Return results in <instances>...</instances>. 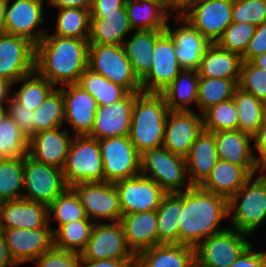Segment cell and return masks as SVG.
<instances>
[{
  "mask_svg": "<svg viewBox=\"0 0 266 267\" xmlns=\"http://www.w3.org/2000/svg\"><path fill=\"white\" fill-rule=\"evenodd\" d=\"M88 40L46 33L35 46V71L55 87L76 84L87 69Z\"/></svg>",
  "mask_w": 266,
  "mask_h": 267,
  "instance_id": "1",
  "label": "cell"
},
{
  "mask_svg": "<svg viewBox=\"0 0 266 267\" xmlns=\"http://www.w3.org/2000/svg\"><path fill=\"white\" fill-rule=\"evenodd\" d=\"M227 216L228 199L191 186L182 192L179 244L196 248L205 238L226 229L219 227Z\"/></svg>",
  "mask_w": 266,
  "mask_h": 267,
  "instance_id": "2",
  "label": "cell"
},
{
  "mask_svg": "<svg viewBox=\"0 0 266 267\" xmlns=\"http://www.w3.org/2000/svg\"><path fill=\"white\" fill-rule=\"evenodd\" d=\"M160 93H139L133 103L129 139L142 154L163 146L169 112Z\"/></svg>",
  "mask_w": 266,
  "mask_h": 267,
  "instance_id": "3",
  "label": "cell"
},
{
  "mask_svg": "<svg viewBox=\"0 0 266 267\" xmlns=\"http://www.w3.org/2000/svg\"><path fill=\"white\" fill-rule=\"evenodd\" d=\"M252 178L228 200L229 216L233 211L232 228L250 235L266 219V176Z\"/></svg>",
  "mask_w": 266,
  "mask_h": 267,
  "instance_id": "4",
  "label": "cell"
},
{
  "mask_svg": "<svg viewBox=\"0 0 266 267\" xmlns=\"http://www.w3.org/2000/svg\"><path fill=\"white\" fill-rule=\"evenodd\" d=\"M87 68L101 74L129 93L142 92L123 45H89Z\"/></svg>",
  "mask_w": 266,
  "mask_h": 267,
  "instance_id": "5",
  "label": "cell"
},
{
  "mask_svg": "<svg viewBox=\"0 0 266 267\" xmlns=\"http://www.w3.org/2000/svg\"><path fill=\"white\" fill-rule=\"evenodd\" d=\"M66 184L104 182L103 161L99 140L88 135H76L62 168Z\"/></svg>",
  "mask_w": 266,
  "mask_h": 267,
  "instance_id": "6",
  "label": "cell"
},
{
  "mask_svg": "<svg viewBox=\"0 0 266 267\" xmlns=\"http://www.w3.org/2000/svg\"><path fill=\"white\" fill-rule=\"evenodd\" d=\"M140 174L153 179L166 193L183 192L192 186L185 181L186 159L163 146L141 154Z\"/></svg>",
  "mask_w": 266,
  "mask_h": 267,
  "instance_id": "7",
  "label": "cell"
},
{
  "mask_svg": "<svg viewBox=\"0 0 266 267\" xmlns=\"http://www.w3.org/2000/svg\"><path fill=\"white\" fill-rule=\"evenodd\" d=\"M230 0H194L180 16L210 43H217L232 23Z\"/></svg>",
  "mask_w": 266,
  "mask_h": 267,
  "instance_id": "8",
  "label": "cell"
},
{
  "mask_svg": "<svg viewBox=\"0 0 266 267\" xmlns=\"http://www.w3.org/2000/svg\"><path fill=\"white\" fill-rule=\"evenodd\" d=\"M235 228L205 238L195 248L196 267H229L251 245Z\"/></svg>",
  "mask_w": 266,
  "mask_h": 267,
  "instance_id": "9",
  "label": "cell"
},
{
  "mask_svg": "<svg viewBox=\"0 0 266 267\" xmlns=\"http://www.w3.org/2000/svg\"><path fill=\"white\" fill-rule=\"evenodd\" d=\"M104 182L115 183L140 174L141 154L129 136L99 139Z\"/></svg>",
  "mask_w": 266,
  "mask_h": 267,
  "instance_id": "10",
  "label": "cell"
},
{
  "mask_svg": "<svg viewBox=\"0 0 266 267\" xmlns=\"http://www.w3.org/2000/svg\"><path fill=\"white\" fill-rule=\"evenodd\" d=\"M23 199L41 202L49 206L69 186L62 169L39 163L28 155L24 157Z\"/></svg>",
  "mask_w": 266,
  "mask_h": 267,
  "instance_id": "11",
  "label": "cell"
},
{
  "mask_svg": "<svg viewBox=\"0 0 266 267\" xmlns=\"http://www.w3.org/2000/svg\"><path fill=\"white\" fill-rule=\"evenodd\" d=\"M80 256L82 260H136V255L127 245L120 222L107 224L97 221Z\"/></svg>",
  "mask_w": 266,
  "mask_h": 267,
  "instance_id": "12",
  "label": "cell"
},
{
  "mask_svg": "<svg viewBox=\"0 0 266 267\" xmlns=\"http://www.w3.org/2000/svg\"><path fill=\"white\" fill-rule=\"evenodd\" d=\"M71 188L77 194L90 220L95 222L106 218L112 222H120L122 211L114 183L83 182L75 183Z\"/></svg>",
  "mask_w": 266,
  "mask_h": 267,
  "instance_id": "13",
  "label": "cell"
},
{
  "mask_svg": "<svg viewBox=\"0 0 266 267\" xmlns=\"http://www.w3.org/2000/svg\"><path fill=\"white\" fill-rule=\"evenodd\" d=\"M122 215L156 210L167 194L153 179L141 174L114 183Z\"/></svg>",
  "mask_w": 266,
  "mask_h": 267,
  "instance_id": "14",
  "label": "cell"
},
{
  "mask_svg": "<svg viewBox=\"0 0 266 267\" xmlns=\"http://www.w3.org/2000/svg\"><path fill=\"white\" fill-rule=\"evenodd\" d=\"M151 67L141 80L142 92L161 93L182 70L176 55L175 42L165 30L156 40Z\"/></svg>",
  "mask_w": 266,
  "mask_h": 267,
  "instance_id": "15",
  "label": "cell"
},
{
  "mask_svg": "<svg viewBox=\"0 0 266 267\" xmlns=\"http://www.w3.org/2000/svg\"><path fill=\"white\" fill-rule=\"evenodd\" d=\"M10 1L5 9V33L23 37L36 46L46 35V28H39L44 22V0Z\"/></svg>",
  "mask_w": 266,
  "mask_h": 267,
  "instance_id": "16",
  "label": "cell"
},
{
  "mask_svg": "<svg viewBox=\"0 0 266 267\" xmlns=\"http://www.w3.org/2000/svg\"><path fill=\"white\" fill-rule=\"evenodd\" d=\"M35 71V45L27 39L0 34V78L12 84Z\"/></svg>",
  "mask_w": 266,
  "mask_h": 267,
  "instance_id": "17",
  "label": "cell"
},
{
  "mask_svg": "<svg viewBox=\"0 0 266 267\" xmlns=\"http://www.w3.org/2000/svg\"><path fill=\"white\" fill-rule=\"evenodd\" d=\"M53 228L34 230L9 228L0 230L13 261L17 264L33 262L54 246Z\"/></svg>",
  "mask_w": 266,
  "mask_h": 267,
  "instance_id": "18",
  "label": "cell"
},
{
  "mask_svg": "<svg viewBox=\"0 0 266 267\" xmlns=\"http://www.w3.org/2000/svg\"><path fill=\"white\" fill-rule=\"evenodd\" d=\"M200 115L195 110L169 111L163 147L185 158L197 136L203 131V116Z\"/></svg>",
  "mask_w": 266,
  "mask_h": 267,
  "instance_id": "19",
  "label": "cell"
},
{
  "mask_svg": "<svg viewBox=\"0 0 266 267\" xmlns=\"http://www.w3.org/2000/svg\"><path fill=\"white\" fill-rule=\"evenodd\" d=\"M60 88L64 99V122L72 127L74 136L88 135L98 109L95 98L77 83Z\"/></svg>",
  "mask_w": 266,
  "mask_h": 267,
  "instance_id": "20",
  "label": "cell"
},
{
  "mask_svg": "<svg viewBox=\"0 0 266 267\" xmlns=\"http://www.w3.org/2000/svg\"><path fill=\"white\" fill-rule=\"evenodd\" d=\"M141 92L129 93L122 100L110 105L98 106L93 128L88 136L96 139L129 136L132 107Z\"/></svg>",
  "mask_w": 266,
  "mask_h": 267,
  "instance_id": "21",
  "label": "cell"
},
{
  "mask_svg": "<svg viewBox=\"0 0 266 267\" xmlns=\"http://www.w3.org/2000/svg\"><path fill=\"white\" fill-rule=\"evenodd\" d=\"M73 137L68 130L58 127L38 132L29 138L28 156L33 160L62 169L65 165Z\"/></svg>",
  "mask_w": 266,
  "mask_h": 267,
  "instance_id": "22",
  "label": "cell"
},
{
  "mask_svg": "<svg viewBox=\"0 0 266 267\" xmlns=\"http://www.w3.org/2000/svg\"><path fill=\"white\" fill-rule=\"evenodd\" d=\"M51 227L48 206L26 199L0 203V230L9 228L38 229Z\"/></svg>",
  "mask_w": 266,
  "mask_h": 267,
  "instance_id": "23",
  "label": "cell"
},
{
  "mask_svg": "<svg viewBox=\"0 0 266 267\" xmlns=\"http://www.w3.org/2000/svg\"><path fill=\"white\" fill-rule=\"evenodd\" d=\"M89 45H123L132 32L125 5L118 12L90 13Z\"/></svg>",
  "mask_w": 266,
  "mask_h": 267,
  "instance_id": "24",
  "label": "cell"
},
{
  "mask_svg": "<svg viewBox=\"0 0 266 267\" xmlns=\"http://www.w3.org/2000/svg\"><path fill=\"white\" fill-rule=\"evenodd\" d=\"M176 19L177 22L181 20L184 25L172 30L167 23L165 29L175 42L176 58L182 69L198 70L202 56L211 43L180 15H177Z\"/></svg>",
  "mask_w": 266,
  "mask_h": 267,
  "instance_id": "25",
  "label": "cell"
},
{
  "mask_svg": "<svg viewBox=\"0 0 266 267\" xmlns=\"http://www.w3.org/2000/svg\"><path fill=\"white\" fill-rule=\"evenodd\" d=\"M220 160L243 166L254 176L255 154L253 136L240 130H227L213 133Z\"/></svg>",
  "mask_w": 266,
  "mask_h": 267,
  "instance_id": "26",
  "label": "cell"
},
{
  "mask_svg": "<svg viewBox=\"0 0 266 267\" xmlns=\"http://www.w3.org/2000/svg\"><path fill=\"white\" fill-rule=\"evenodd\" d=\"M186 159L189 184L199 186L219 160L212 132L203 130L192 144Z\"/></svg>",
  "mask_w": 266,
  "mask_h": 267,
  "instance_id": "27",
  "label": "cell"
},
{
  "mask_svg": "<svg viewBox=\"0 0 266 267\" xmlns=\"http://www.w3.org/2000/svg\"><path fill=\"white\" fill-rule=\"evenodd\" d=\"M135 267H196L195 248L183 244H157L136 255Z\"/></svg>",
  "mask_w": 266,
  "mask_h": 267,
  "instance_id": "28",
  "label": "cell"
},
{
  "mask_svg": "<svg viewBox=\"0 0 266 267\" xmlns=\"http://www.w3.org/2000/svg\"><path fill=\"white\" fill-rule=\"evenodd\" d=\"M120 223L127 245L135 255L157 245L156 210L122 215Z\"/></svg>",
  "mask_w": 266,
  "mask_h": 267,
  "instance_id": "29",
  "label": "cell"
},
{
  "mask_svg": "<svg viewBox=\"0 0 266 267\" xmlns=\"http://www.w3.org/2000/svg\"><path fill=\"white\" fill-rule=\"evenodd\" d=\"M242 61L239 54L211 43L202 56L198 73L201 77L234 80L238 84Z\"/></svg>",
  "mask_w": 266,
  "mask_h": 267,
  "instance_id": "30",
  "label": "cell"
},
{
  "mask_svg": "<svg viewBox=\"0 0 266 267\" xmlns=\"http://www.w3.org/2000/svg\"><path fill=\"white\" fill-rule=\"evenodd\" d=\"M251 176L243 166L219 159L199 187L229 200Z\"/></svg>",
  "mask_w": 266,
  "mask_h": 267,
  "instance_id": "31",
  "label": "cell"
},
{
  "mask_svg": "<svg viewBox=\"0 0 266 267\" xmlns=\"http://www.w3.org/2000/svg\"><path fill=\"white\" fill-rule=\"evenodd\" d=\"M125 8L133 31H165L172 15L161 0H126Z\"/></svg>",
  "mask_w": 266,
  "mask_h": 267,
  "instance_id": "32",
  "label": "cell"
},
{
  "mask_svg": "<svg viewBox=\"0 0 266 267\" xmlns=\"http://www.w3.org/2000/svg\"><path fill=\"white\" fill-rule=\"evenodd\" d=\"M198 84V70L182 69L160 94L170 111H193L188 105H197Z\"/></svg>",
  "mask_w": 266,
  "mask_h": 267,
  "instance_id": "33",
  "label": "cell"
},
{
  "mask_svg": "<svg viewBox=\"0 0 266 267\" xmlns=\"http://www.w3.org/2000/svg\"><path fill=\"white\" fill-rule=\"evenodd\" d=\"M164 31L135 30L128 41H124L123 48L136 77L141 81L150 71L152 51L156 40Z\"/></svg>",
  "mask_w": 266,
  "mask_h": 267,
  "instance_id": "34",
  "label": "cell"
},
{
  "mask_svg": "<svg viewBox=\"0 0 266 267\" xmlns=\"http://www.w3.org/2000/svg\"><path fill=\"white\" fill-rule=\"evenodd\" d=\"M182 210V192L167 193L157 214V244H179V227Z\"/></svg>",
  "mask_w": 266,
  "mask_h": 267,
  "instance_id": "35",
  "label": "cell"
},
{
  "mask_svg": "<svg viewBox=\"0 0 266 267\" xmlns=\"http://www.w3.org/2000/svg\"><path fill=\"white\" fill-rule=\"evenodd\" d=\"M233 100L239 113L238 130L253 136L266 121L264 102L240 87L235 89Z\"/></svg>",
  "mask_w": 266,
  "mask_h": 267,
  "instance_id": "36",
  "label": "cell"
},
{
  "mask_svg": "<svg viewBox=\"0 0 266 267\" xmlns=\"http://www.w3.org/2000/svg\"><path fill=\"white\" fill-rule=\"evenodd\" d=\"M65 119L64 99L61 88H54L44 102L33 111V135L62 127Z\"/></svg>",
  "mask_w": 266,
  "mask_h": 267,
  "instance_id": "37",
  "label": "cell"
},
{
  "mask_svg": "<svg viewBox=\"0 0 266 267\" xmlns=\"http://www.w3.org/2000/svg\"><path fill=\"white\" fill-rule=\"evenodd\" d=\"M77 84L95 98L98 106L116 103L129 94L125 88L110 82L89 68L80 75Z\"/></svg>",
  "mask_w": 266,
  "mask_h": 267,
  "instance_id": "38",
  "label": "cell"
},
{
  "mask_svg": "<svg viewBox=\"0 0 266 267\" xmlns=\"http://www.w3.org/2000/svg\"><path fill=\"white\" fill-rule=\"evenodd\" d=\"M95 223L90 219H82L66 223L52 230L54 247L80 253L88 243Z\"/></svg>",
  "mask_w": 266,
  "mask_h": 267,
  "instance_id": "39",
  "label": "cell"
},
{
  "mask_svg": "<svg viewBox=\"0 0 266 267\" xmlns=\"http://www.w3.org/2000/svg\"><path fill=\"white\" fill-rule=\"evenodd\" d=\"M90 9L62 8L56 21V35L63 38L88 40L90 32Z\"/></svg>",
  "mask_w": 266,
  "mask_h": 267,
  "instance_id": "40",
  "label": "cell"
},
{
  "mask_svg": "<svg viewBox=\"0 0 266 267\" xmlns=\"http://www.w3.org/2000/svg\"><path fill=\"white\" fill-rule=\"evenodd\" d=\"M24 157L4 158L0 162V203L22 199Z\"/></svg>",
  "mask_w": 266,
  "mask_h": 267,
  "instance_id": "41",
  "label": "cell"
},
{
  "mask_svg": "<svg viewBox=\"0 0 266 267\" xmlns=\"http://www.w3.org/2000/svg\"><path fill=\"white\" fill-rule=\"evenodd\" d=\"M22 82V86L11 96L16 102L29 110L35 111L44 102L49 93L55 88L46 78L36 71L21 78L15 83Z\"/></svg>",
  "mask_w": 266,
  "mask_h": 267,
  "instance_id": "42",
  "label": "cell"
},
{
  "mask_svg": "<svg viewBox=\"0 0 266 267\" xmlns=\"http://www.w3.org/2000/svg\"><path fill=\"white\" fill-rule=\"evenodd\" d=\"M238 84L234 80L199 76L197 106L202 113L210 106L233 98Z\"/></svg>",
  "mask_w": 266,
  "mask_h": 267,
  "instance_id": "43",
  "label": "cell"
},
{
  "mask_svg": "<svg viewBox=\"0 0 266 267\" xmlns=\"http://www.w3.org/2000/svg\"><path fill=\"white\" fill-rule=\"evenodd\" d=\"M202 116L205 131L215 133L238 129L239 113L233 98L210 106Z\"/></svg>",
  "mask_w": 266,
  "mask_h": 267,
  "instance_id": "44",
  "label": "cell"
},
{
  "mask_svg": "<svg viewBox=\"0 0 266 267\" xmlns=\"http://www.w3.org/2000/svg\"><path fill=\"white\" fill-rule=\"evenodd\" d=\"M29 138L6 114L0 121V155L3 158H22L28 155Z\"/></svg>",
  "mask_w": 266,
  "mask_h": 267,
  "instance_id": "45",
  "label": "cell"
},
{
  "mask_svg": "<svg viewBox=\"0 0 266 267\" xmlns=\"http://www.w3.org/2000/svg\"><path fill=\"white\" fill-rule=\"evenodd\" d=\"M48 215L49 220L53 216L52 219L59 223L58 228L69 222L89 219L77 194L71 187L57 196L48 206Z\"/></svg>",
  "mask_w": 266,
  "mask_h": 267,
  "instance_id": "46",
  "label": "cell"
},
{
  "mask_svg": "<svg viewBox=\"0 0 266 267\" xmlns=\"http://www.w3.org/2000/svg\"><path fill=\"white\" fill-rule=\"evenodd\" d=\"M255 28L252 24L232 22L225 29L217 44L221 48L239 54L242 57L247 50L249 41L254 35Z\"/></svg>",
  "mask_w": 266,
  "mask_h": 267,
  "instance_id": "47",
  "label": "cell"
},
{
  "mask_svg": "<svg viewBox=\"0 0 266 267\" xmlns=\"http://www.w3.org/2000/svg\"><path fill=\"white\" fill-rule=\"evenodd\" d=\"M238 87L264 102L266 100V71L255 66L251 61H242Z\"/></svg>",
  "mask_w": 266,
  "mask_h": 267,
  "instance_id": "48",
  "label": "cell"
},
{
  "mask_svg": "<svg viewBox=\"0 0 266 267\" xmlns=\"http://www.w3.org/2000/svg\"><path fill=\"white\" fill-rule=\"evenodd\" d=\"M266 21V0H235L232 22L248 23L255 27Z\"/></svg>",
  "mask_w": 266,
  "mask_h": 267,
  "instance_id": "49",
  "label": "cell"
},
{
  "mask_svg": "<svg viewBox=\"0 0 266 267\" xmlns=\"http://www.w3.org/2000/svg\"><path fill=\"white\" fill-rule=\"evenodd\" d=\"M37 267H81L80 253L52 247L35 259Z\"/></svg>",
  "mask_w": 266,
  "mask_h": 267,
  "instance_id": "50",
  "label": "cell"
},
{
  "mask_svg": "<svg viewBox=\"0 0 266 267\" xmlns=\"http://www.w3.org/2000/svg\"><path fill=\"white\" fill-rule=\"evenodd\" d=\"M8 103L5 106L7 108V114L14 120L22 132L30 138L33 135V111L22 106L12 97L9 98Z\"/></svg>",
  "mask_w": 266,
  "mask_h": 267,
  "instance_id": "51",
  "label": "cell"
},
{
  "mask_svg": "<svg viewBox=\"0 0 266 267\" xmlns=\"http://www.w3.org/2000/svg\"><path fill=\"white\" fill-rule=\"evenodd\" d=\"M266 53V21L255 28L254 35L249 41L245 54L242 56L243 61H251L258 55Z\"/></svg>",
  "mask_w": 266,
  "mask_h": 267,
  "instance_id": "52",
  "label": "cell"
},
{
  "mask_svg": "<svg viewBox=\"0 0 266 267\" xmlns=\"http://www.w3.org/2000/svg\"><path fill=\"white\" fill-rule=\"evenodd\" d=\"M229 267H266L263 251H254L252 244Z\"/></svg>",
  "mask_w": 266,
  "mask_h": 267,
  "instance_id": "53",
  "label": "cell"
},
{
  "mask_svg": "<svg viewBox=\"0 0 266 267\" xmlns=\"http://www.w3.org/2000/svg\"><path fill=\"white\" fill-rule=\"evenodd\" d=\"M126 0H91L90 13L118 12Z\"/></svg>",
  "mask_w": 266,
  "mask_h": 267,
  "instance_id": "54",
  "label": "cell"
},
{
  "mask_svg": "<svg viewBox=\"0 0 266 267\" xmlns=\"http://www.w3.org/2000/svg\"><path fill=\"white\" fill-rule=\"evenodd\" d=\"M136 260H82L81 267H135Z\"/></svg>",
  "mask_w": 266,
  "mask_h": 267,
  "instance_id": "55",
  "label": "cell"
},
{
  "mask_svg": "<svg viewBox=\"0 0 266 267\" xmlns=\"http://www.w3.org/2000/svg\"><path fill=\"white\" fill-rule=\"evenodd\" d=\"M48 6H54L56 8H82L90 9L91 0H48Z\"/></svg>",
  "mask_w": 266,
  "mask_h": 267,
  "instance_id": "56",
  "label": "cell"
},
{
  "mask_svg": "<svg viewBox=\"0 0 266 267\" xmlns=\"http://www.w3.org/2000/svg\"><path fill=\"white\" fill-rule=\"evenodd\" d=\"M254 150L258 155H255L254 176L259 171L262 176H266V144H253Z\"/></svg>",
  "mask_w": 266,
  "mask_h": 267,
  "instance_id": "57",
  "label": "cell"
},
{
  "mask_svg": "<svg viewBox=\"0 0 266 267\" xmlns=\"http://www.w3.org/2000/svg\"><path fill=\"white\" fill-rule=\"evenodd\" d=\"M18 266L9 253L5 238L0 233V267H16Z\"/></svg>",
  "mask_w": 266,
  "mask_h": 267,
  "instance_id": "58",
  "label": "cell"
},
{
  "mask_svg": "<svg viewBox=\"0 0 266 267\" xmlns=\"http://www.w3.org/2000/svg\"><path fill=\"white\" fill-rule=\"evenodd\" d=\"M162 3L176 15H180L194 0H161Z\"/></svg>",
  "mask_w": 266,
  "mask_h": 267,
  "instance_id": "59",
  "label": "cell"
},
{
  "mask_svg": "<svg viewBox=\"0 0 266 267\" xmlns=\"http://www.w3.org/2000/svg\"><path fill=\"white\" fill-rule=\"evenodd\" d=\"M13 84L3 78H0V104H5L7 101H9L10 89Z\"/></svg>",
  "mask_w": 266,
  "mask_h": 267,
  "instance_id": "60",
  "label": "cell"
},
{
  "mask_svg": "<svg viewBox=\"0 0 266 267\" xmlns=\"http://www.w3.org/2000/svg\"><path fill=\"white\" fill-rule=\"evenodd\" d=\"M254 144H266V121L260 126L257 132L253 135Z\"/></svg>",
  "mask_w": 266,
  "mask_h": 267,
  "instance_id": "61",
  "label": "cell"
},
{
  "mask_svg": "<svg viewBox=\"0 0 266 267\" xmlns=\"http://www.w3.org/2000/svg\"><path fill=\"white\" fill-rule=\"evenodd\" d=\"M7 1L0 0V34L5 33V9Z\"/></svg>",
  "mask_w": 266,
  "mask_h": 267,
  "instance_id": "62",
  "label": "cell"
},
{
  "mask_svg": "<svg viewBox=\"0 0 266 267\" xmlns=\"http://www.w3.org/2000/svg\"><path fill=\"white\" fill-rule=\"evenodd\" d=\"M251 62L266 71V53L256 56Z\"/></svg>",
  "mask_w": 266,
  "mask_h": 267,
  "instance_id": "63",
  "label": "cell"
},
{
  "mask_svg": "<svg viewBox=\"0 0 266 267\" xmlns=\"http://www.w3.org/2000/svg\"><path fill=\"white\" fill-rule=\"evenodd\" d=\"M4 104H0V121L4 118L7 114V108H4Z\"/></svg>",
  "mask_w": 266,
  "mask_h": 267,
  "instance_id": "64",
  "label": "cell"
},
{
  "mask_svg": "<svg viewBox=\"0 0 266 267\" xmlns=\"http://www.w3.org/2000/svg\"><path fill=\"white\" fill-rule=\"evenodd\" d=\"M264 110H265V116H266V100L264 101Z\"/></svg>",
  "mask_w": 266,
  "mask_h": 267,
  "instance_id": "65",
  "label": "cell"
},
{
  "mask_svg": "<svg viewBox=\"0 0 266 267\" xmlns=\"http://www.w3.org/2000/svg\"><path fill=\"white\" fill-rule=\"evenodd\" d=\"M4 158L0 155V162L3 160Z\"/></svg>",
  "mask_w": 266,
  "mask_h": 267,
  "instance_id": "66",
  "label": "cell"
}]
</instances>
